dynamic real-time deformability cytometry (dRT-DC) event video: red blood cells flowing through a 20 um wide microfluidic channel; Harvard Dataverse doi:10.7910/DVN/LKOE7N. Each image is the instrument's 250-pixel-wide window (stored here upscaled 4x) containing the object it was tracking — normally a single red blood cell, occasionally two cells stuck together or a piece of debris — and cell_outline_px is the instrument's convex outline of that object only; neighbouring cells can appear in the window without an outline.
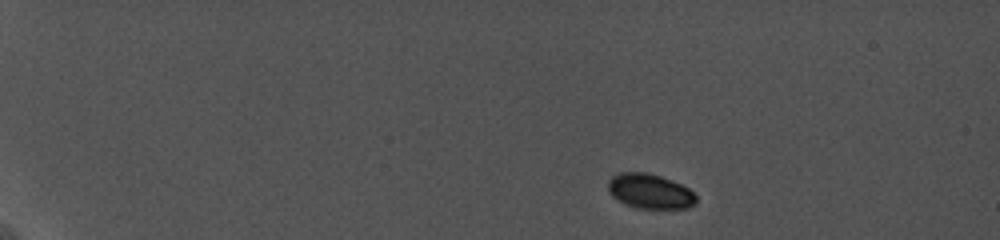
{"species": "common noctule bat (a hibernating species)", "species_latin": "Nyctalus noctula", "temperature_condition": "cold", "stored_images_in_passage": 4, "camera_frame_rate_fps": 5000, "um_per_image_px": 0.085, "animal": {"sex": "female", "body_mass_g": 19.0, "forearm_length_mm": 56.7}, "frame": {"image": 1, "passage_image": 1, "time_ms": 0.0, "image_size_px": [1000, 240], "cell_outline_px": [[696, 204], [688, 208], [636, 208], [624, 204], [616, 200], [608, 192], [608, 180], [612, 176], [620, 172], [648, 172], [672, 180], [688, 188], [696, 196]], "centroid_in_image_um": [55.21, 16.26], "position_along_channel_um": 29.8, "area_um2": 18.03}}